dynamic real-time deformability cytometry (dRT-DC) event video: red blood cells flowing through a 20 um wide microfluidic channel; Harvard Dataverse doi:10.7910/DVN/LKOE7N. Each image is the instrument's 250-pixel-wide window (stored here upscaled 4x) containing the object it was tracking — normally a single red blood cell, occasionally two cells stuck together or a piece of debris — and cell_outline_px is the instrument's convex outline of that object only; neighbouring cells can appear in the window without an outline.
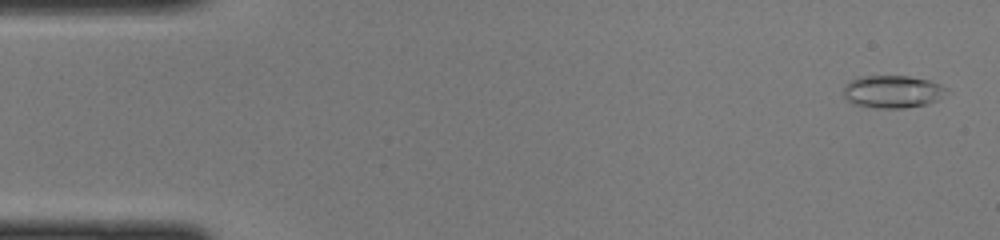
{"species": "common noctule bat (a hibernating species)", "species_latin": "Nyctalus noctula", "temperature_condition": "cold", "stored_images_in_passage": 47, "camera_frame_rate_fps": 3000, "um_per_image_px": 0.085, "animal": {"sex": "female", "body_mass_g": 22.0, "forearm_length_mm": 56.7}, "frame": {"image": 1, "passage_image": 2, "time_ms": 0.333, "image_size_px": [1000, 240], "cell_outline_px": [[948, 88], [936, 100], [928, 104], [908, 108], [876, 108], [856, 104], [848, 100], [844, 96], [844, 84], [856, 76], [908, 76], [928, 80], [940, 84]], "centroid_in_image_um": [75.83, 7.78], "position_along_channel_um": 9.2, "area_um2": 19.54}}
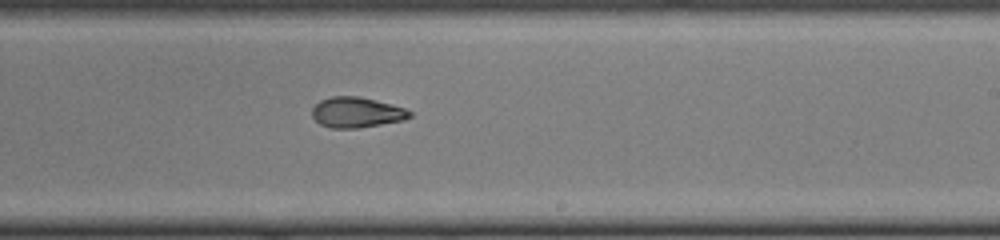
{"frame": {"image": 2, "passage_image": 28, "time_ms": 9.0, "image_size_px": [1000, 240], "cell_outline_px": [[412, 116], [404, 120], [360, 128], [328, 128], [320, 124], [312, 116], [312, 108], [320, 100], [332, 96], [360, 96], [392, 104], [404, 108], [412, 112]], "centroid_in_image_um": [30.31, 9.55], "position_along_channel_um": 258.7, "area_um2": 17.46}}
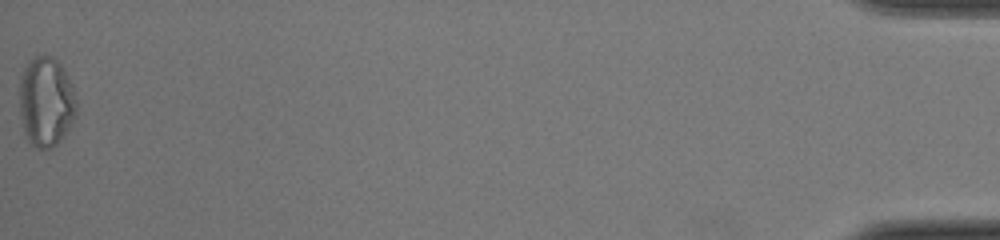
{"frame": {"image": 3, "passage_image": 47, "time_ms": 15.333, "image_size_px": [1000, 240], "cell_outline_px": [[76, 116], [72, 124], [60, 140], [52, 148], [36, 148], [28, 140], [24, 132], [20, 116], [20, 76], [24, 68], [36, 56], [52, 56], [64, 68], [72, 84], [76, 100]], "centroid_in_image_um": [3.92, 8.66], "position_along_channel_um": 431.3, "area_um2": 29.82}}